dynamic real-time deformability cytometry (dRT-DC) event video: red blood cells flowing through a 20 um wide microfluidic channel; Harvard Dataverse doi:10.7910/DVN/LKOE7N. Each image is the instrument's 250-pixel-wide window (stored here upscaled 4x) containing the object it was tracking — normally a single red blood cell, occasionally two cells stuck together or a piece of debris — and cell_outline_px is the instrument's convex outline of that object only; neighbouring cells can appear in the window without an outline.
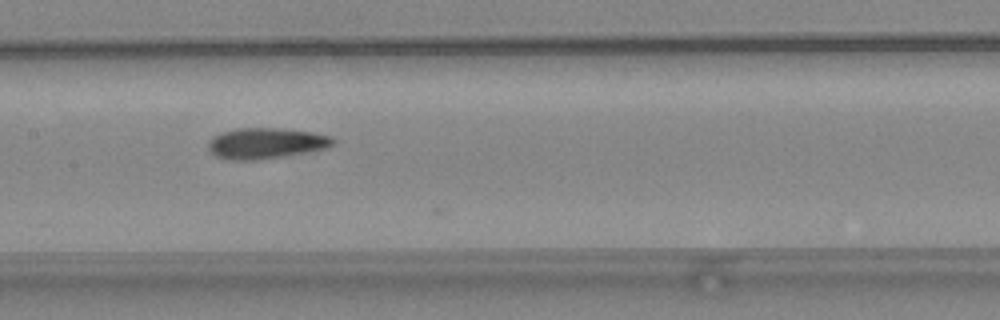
{"species": "common noctule bat (a hibernating species)", "species_latin": "Nyctalus noctula", "temperature_condition": "warm", "stored_images_in_passage": 24, "camera_frame_rate_fps": 3000, "um_per_image_px": 0.085, "animal": {"sex": "female", "body_mass_g": 24.6, "forearm_length_mm": 56.2}, "frame": {"image": 1, "passage_image": 23, "time_ms": 7.333, "image_size_px": [1000, 320], "cell_outline_px": [[336, 140], [328, 148], [256, 160], [228, 160], [216, 156], [208, 148], [208, 140], [212, 136], [236, 128], [288, 128], [316, 132], [332, 136]], "centroid_in_image_um": [22.62, 12.16], "position_along_channel_um": 184.8, "area_um2": 22.54}}